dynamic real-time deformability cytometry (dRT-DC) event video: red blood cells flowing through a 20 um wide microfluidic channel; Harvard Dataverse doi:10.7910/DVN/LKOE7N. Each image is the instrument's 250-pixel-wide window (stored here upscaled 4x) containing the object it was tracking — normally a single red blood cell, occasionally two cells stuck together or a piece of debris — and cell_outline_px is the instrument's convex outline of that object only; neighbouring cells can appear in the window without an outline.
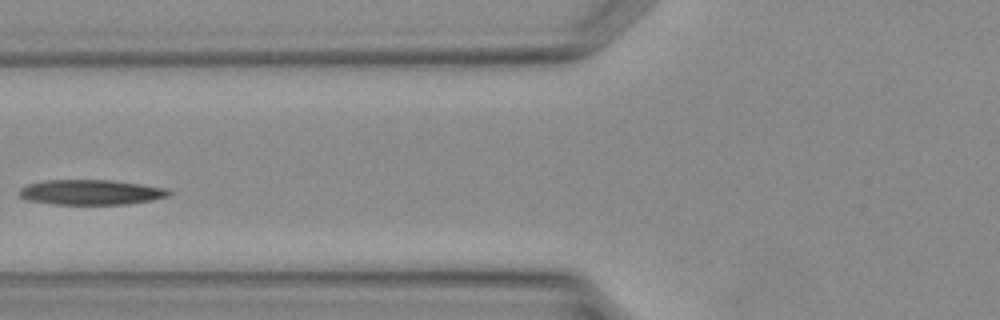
{"species": "Egyptian fruit bat (a non-hibernating species)", "species_latin": "Rousettus aegyptiacus", "temperature_condition": "warm", "stored_images_in_passage": 25, "camera_frame_rate_fps": 3000, "um_per_image_px": 0.085, "animal": {"sex": "female"}, "frame": {"image": 1, "passage_image": 4, "time_ms": 1.0, "image_size_px": [1000, 320], "cell_outline_px": [[172, 192], [168, 196], [152, 200], [128, 204], [52, 204], [28, 200], [20, 196], [16, 192], [20, 188], [28, 184], [44, 180], [112, 180], [140, 184], [164, 188]], "centroid_in_image_um": [7.69, 16.34], "position_along_channel_um": 118.1, "area_um2": 21.85}}